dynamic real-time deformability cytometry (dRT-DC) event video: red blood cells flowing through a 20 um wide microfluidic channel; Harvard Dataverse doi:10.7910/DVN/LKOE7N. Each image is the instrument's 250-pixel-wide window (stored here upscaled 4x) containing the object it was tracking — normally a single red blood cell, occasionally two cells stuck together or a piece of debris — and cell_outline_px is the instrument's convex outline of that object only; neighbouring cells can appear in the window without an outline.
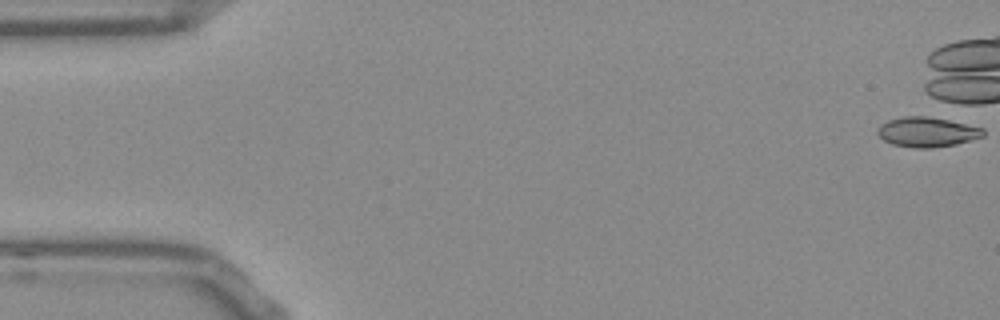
{"species": "Egyptian fruit bat (a non-hibernating species)", "species_latin": "Rousettus aegyptiacus", "temperature_condition": "room temperature", "stored_images_in_passage": 2, "camera_frame_rate_fps": 3000, "um_per_image_px": 0.085, "frame": {"image": 1, "passage_image": 1, "time_ms": 0.0, "image_size_px": [1000, 320], "cell_outline_px": [[984, 136], [956, 144], [932, 148], [912, 148], [892, 144], [884, 140], [876, 132], [880, 124], [888, 120], [904, 116], [940, 116], [984, 128]], "centroid_in_image_um": [78.83, 11.2], "position_along_channel_um": 6.2, "area_um2": 18.84}}